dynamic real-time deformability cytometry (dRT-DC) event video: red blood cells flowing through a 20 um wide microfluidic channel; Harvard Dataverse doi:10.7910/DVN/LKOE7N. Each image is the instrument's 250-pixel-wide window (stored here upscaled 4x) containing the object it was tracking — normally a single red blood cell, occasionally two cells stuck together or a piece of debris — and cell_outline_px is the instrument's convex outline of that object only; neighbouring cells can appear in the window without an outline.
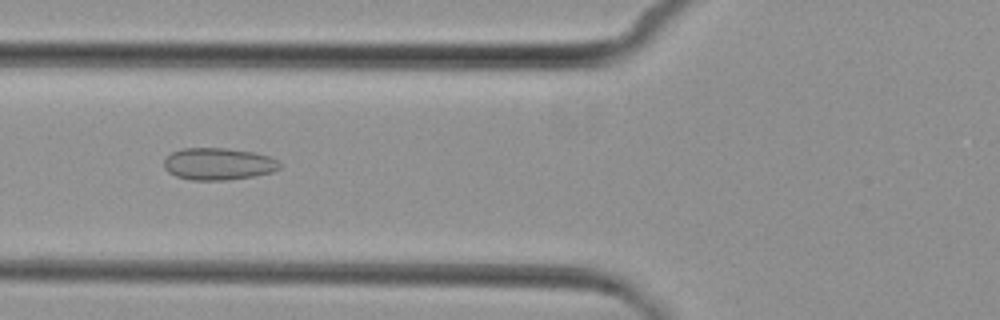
{"species": "common noctule bat (a hibernating species)", "species_latin": "Nyctalus noctula", "temperature_condition": "cold", "stored_images_in_passage": 5, "camera_frame_rate_fps": 3000, "um_per_image_px": 0.085, "animal": {"sex": "female", "body_mass_g": 29.2, "forearm_length_mm": 56.3}, "frame": {"image": 1, "passage_image": 5, "time_ms": 5.0, "image_size_px": [1000, 320], "cell_outline_px": [[280, 168], [272, 172], [252, 176], [228, 180], [192, 180], [176, 176], [168, 172], [164, 168], [164, 160], [172, 152], [184, 148], [224, 148], [252, 152], [268, 156], [276, 160], [280, 164]], "centroid_in_image_um": [18.53, 13.94], "position_along_channel_um": 107.3, "area_um2": 21.44}}